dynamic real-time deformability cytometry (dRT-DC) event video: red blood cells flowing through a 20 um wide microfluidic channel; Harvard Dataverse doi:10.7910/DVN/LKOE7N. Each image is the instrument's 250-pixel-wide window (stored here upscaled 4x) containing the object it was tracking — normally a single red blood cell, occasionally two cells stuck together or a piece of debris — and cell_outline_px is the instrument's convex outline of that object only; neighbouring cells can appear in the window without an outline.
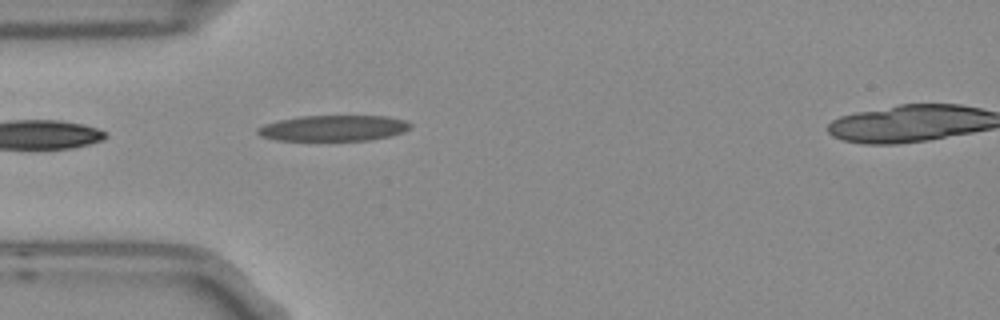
{"species": "Egyptian fruit bat (a non-hibernating species)", "species_latin": "Rousettus aegyptiacus", "temperature_condition": "room temperature", "stored_images_in_passage": 5, "camera_frame_rate_fps": 3000, "um_per_image_px": 0.085, "frame": {"image": 1, "passage_image": 4, "time_ms": 1.0, "image_size_px": [1000, 320], "cell_outline_px": [[412, 128], [404, 132], [372, 140], [276, 140], [260, 136], [256, 132], [256, 128], [264, 124], [280, 120], [300, 116], [388, 116], [408, 120], [412, 124]], "centroid_in_image_um": [28.39, 10.88], "position_along_channel_um": 56.6, "area_um2": 23.12}}